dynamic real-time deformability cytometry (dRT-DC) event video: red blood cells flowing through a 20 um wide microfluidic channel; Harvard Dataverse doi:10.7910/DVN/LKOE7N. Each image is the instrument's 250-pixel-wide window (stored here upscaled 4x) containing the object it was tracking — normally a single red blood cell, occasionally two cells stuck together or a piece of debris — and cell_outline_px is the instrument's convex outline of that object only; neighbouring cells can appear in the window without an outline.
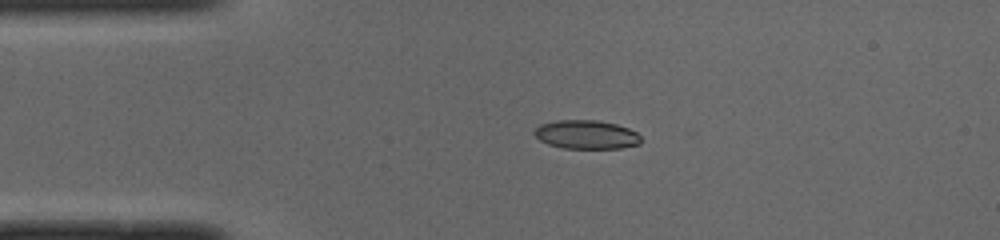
{"species": "common noctule bat (a hibernating species)", "species_latin": "Nyctalus noctula", "temperature_condition": "cold", "stored_images_in_passage": 40, "camera_frame_rate_fps": 3000, "um_per_image_px": 0.085, "animal": {"sex": "male", "body_mass_g": 19.0, "forearm_length_mm": 50.8}, "frame": {"image": 1, "passage_image": 1, "time_ms": 0.0, "image_size_px": [1000, 240], "cell_outline_px": [[644, 140], [640, 144], [620, 148], [564, 148], [548, 144], [540, 140], [532, 132], [540, 124], [556, 120], [600, 120], [616, 124], [628, 128], [636, 132]], "centroid_in_image_um": [49.86, 11.43], "position_along_channel_um": 35.1, "area_um2": 17.98}}
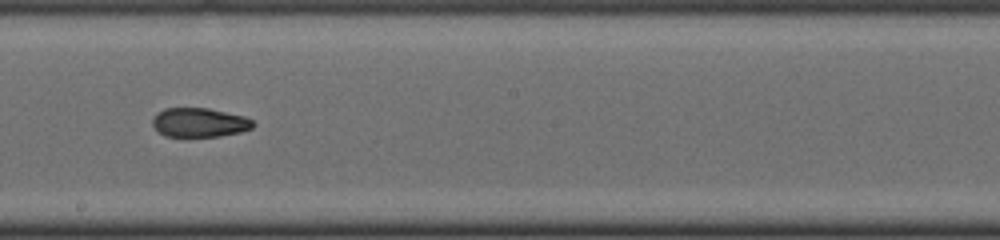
{"frame": {"image": 2, "passage_image": 18, "time_ms": 5.667, "image_size_px": [1000, 240], "cell_outline_px": [[256, 124], [252, 128], [240, 132], [220, 136], [164, 136], [152, 124], [152, 120], [156, 112], [164, 108], [208, 108], [244, 116], [252, 120]], "centroid_in_image_um": [16.95, 10.4], "position_along_channel_um": 231.3, "area_um2": 17.05}}
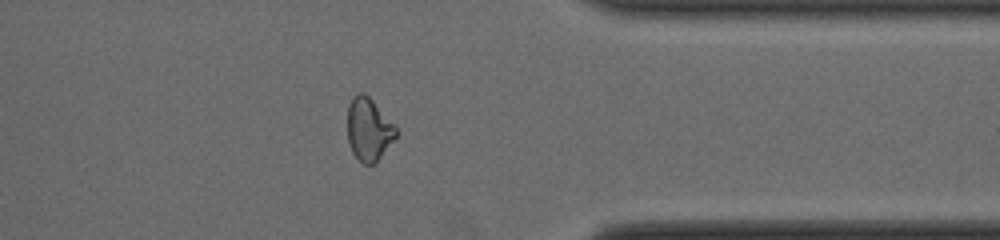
{"frame": {"image": 3, "passage_image": 30, "time_ms": 9.667, "image_size_px": [1000, 240], "cell_outline_px": [[396, 136], [380, 156], [372, 164], [364, 164], [352, 152], [348, 140], [348, 104], [352, 96], [360, 92], [364, 92], [396, 124]], "centroid_in_image_um": [31.33, 10.94], "position_along_channel_um": 380.1, "area_um2": 17.57}, "authors_computed_cell_mechanics": {"area_um2": 18.4382, "velocity_mm_per_s": 3.9976, "shape_relaxation_time_tau1_ms": null, "shape_relaxation_time_tau2_ms": 2.3603, "deformation_change_tau1": null, "deformation_change_tau2": 0.0753}}